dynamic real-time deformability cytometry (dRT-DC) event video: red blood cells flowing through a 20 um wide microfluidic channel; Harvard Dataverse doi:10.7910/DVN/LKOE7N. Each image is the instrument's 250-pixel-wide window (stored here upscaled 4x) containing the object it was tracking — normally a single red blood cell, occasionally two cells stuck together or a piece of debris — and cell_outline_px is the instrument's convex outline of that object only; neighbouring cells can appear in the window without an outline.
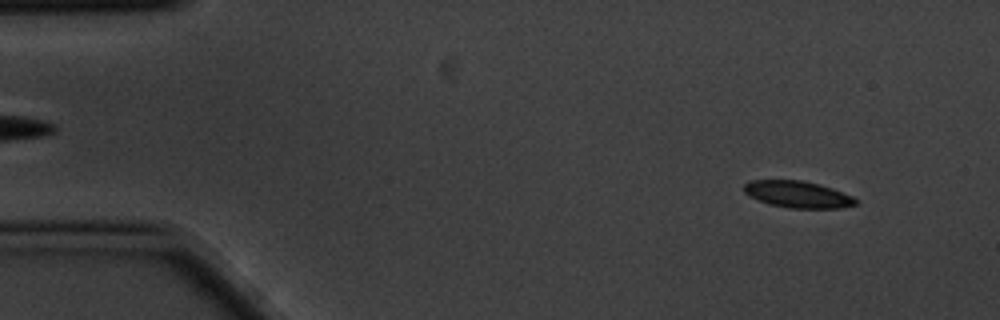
{"species": "common noctule bat (a hibernating species)", "species_latin": "Nyctalus noctula", "temperature_condition": "cold", "stored_images_in_passage": 4, "camera_frame_rate_fps": 3000, "um_per_image_px": 0.085, "animal": {"sex": "male", "body_mass_g": 20.1, "forearm_length_mm": 53.5}, "frame": {"image": 1, "passage_image": 1, "time_ms": 0.0, "image_size_px": [1000, 320], "cell_outline_px": [[856, 204], [840, 208], [788, 208], [768, 204], [744, 192], [744, 184], [748, 180], [800, 180], [820, 184], [832, 188], [852, 196], [856, 200]], "centroid_in_image_um": [67.8, 16.51], "position_along_channel_um": 17.2, "area_um2": 17.28}}
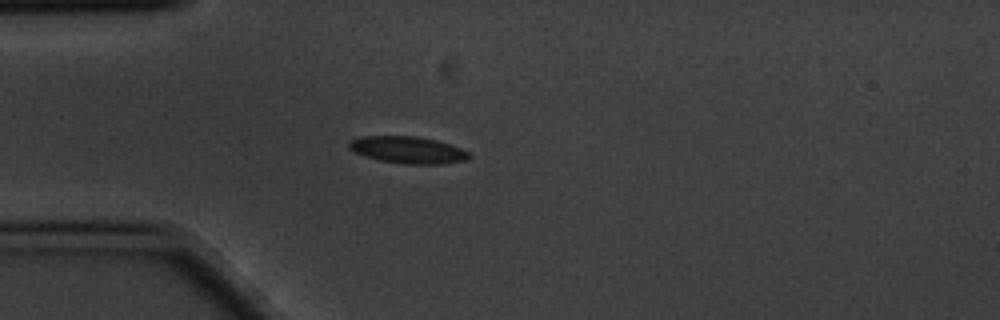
{"frame": {"image": 2, "passage_image": 4, "time_ms": 1.0, "image_size_px": [1000, 320], "cell_outline_px": [[468, 156], [464, 160], [444, 164], [404, 164], [380, 160], [356, 152], [348, 148], [348, 140], [360, 136], [416, 136], [436, 140], [460, 148], [468, 152]], "centroid_in_image_um": [34.62, 12.73], "position_along_channel_um": 50.4, "area_um2": 18.61}}